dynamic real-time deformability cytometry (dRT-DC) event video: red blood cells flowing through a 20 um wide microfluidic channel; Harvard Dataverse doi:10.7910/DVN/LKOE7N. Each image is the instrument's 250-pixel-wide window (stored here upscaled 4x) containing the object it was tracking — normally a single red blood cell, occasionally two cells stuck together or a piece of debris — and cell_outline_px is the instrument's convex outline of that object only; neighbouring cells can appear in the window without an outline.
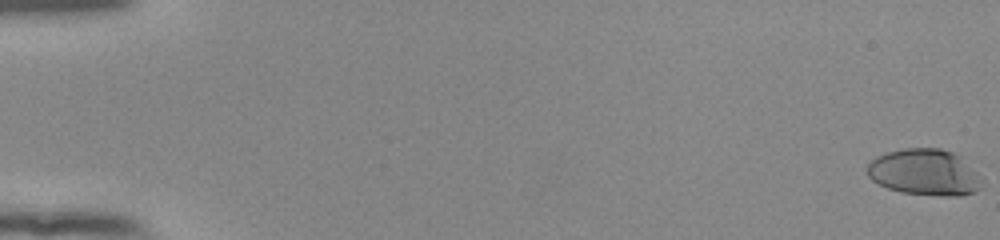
{"species": "human", "species_latin": "Homo sapiens", "temperature_condition": "room temperature", "stored_images_in_passage": 55, "camera_frame_rate_fps": 3000, "um_per_image_px": 0.085, "donor": {"sex": "female"}, "frame": {"image": 1, "passage_image": 1, "time_ms": 0.0, "image_size_px": [1000, 240], "cell_outline_px": [[984, 184], [976, 192], [960, 196], [948, 196], [900, 192], [888, 188], [872, 180], [868, 176], [868, 164], [876, 156], [888, 152], [904, 148], [940, 148], [952, 152], [960, 156], [984, 180]], "centroid_in_image_um": [78.62, 14.65], "position_along_channel_um": 6.4, "area_um2": 30.98}}
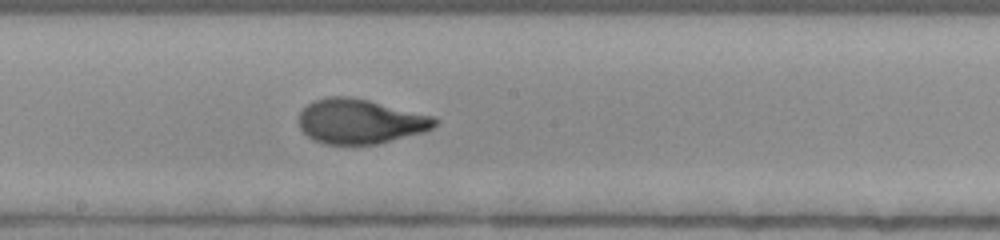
{"frame": {"image": 2, "passage_image": 32, "time_ms": 10.333, "image_size_px": [1000, 240], "cell_outline_px": [[440, 120], [432, 128], [424, 132], [376, 144], [324, 144], [312, 140], [300, 128], [300, 112], [308, 104], [316, 100], [328, 96], [348, 96], [368, 100], [436, 116]], "centroid_in_image_um": [30.64, 10.31], "position_along_channel_um": 217.6, "area_um2": 35.43}}
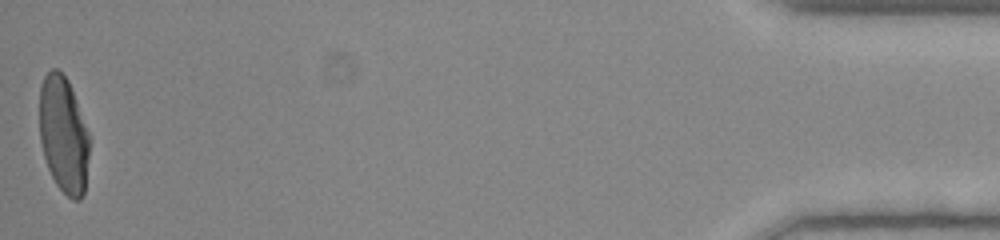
{"frame": {"image": 3, "passage_image": 55, "time_ms": 18.0, "image_size_px": [1000, 240], "cell_outline_px": [[88, 156], [84, 192], [80, 200], [72, 200], [56, 184], [48, 168], [44, 156], [40, 140], [40, 84], [44, 76], [52, 68], [56, 68], [68, 80], [88, 132]], "centroid_in_image_um": [5.38, 11.45], "position_along_channel_um": 429.8, "area_um2": 33.41}, "authors_computed_cell_mechanics": {"area_um2": 34.3332, "velocity_mm_per_s": 3.9168, "shape_relaxation_time_tau1_ms": 4.646, "shape_relaxation_time_tau2_ms": null, "deformation_change_tau1": 0.2239, "deformation_change_tau2": null}}